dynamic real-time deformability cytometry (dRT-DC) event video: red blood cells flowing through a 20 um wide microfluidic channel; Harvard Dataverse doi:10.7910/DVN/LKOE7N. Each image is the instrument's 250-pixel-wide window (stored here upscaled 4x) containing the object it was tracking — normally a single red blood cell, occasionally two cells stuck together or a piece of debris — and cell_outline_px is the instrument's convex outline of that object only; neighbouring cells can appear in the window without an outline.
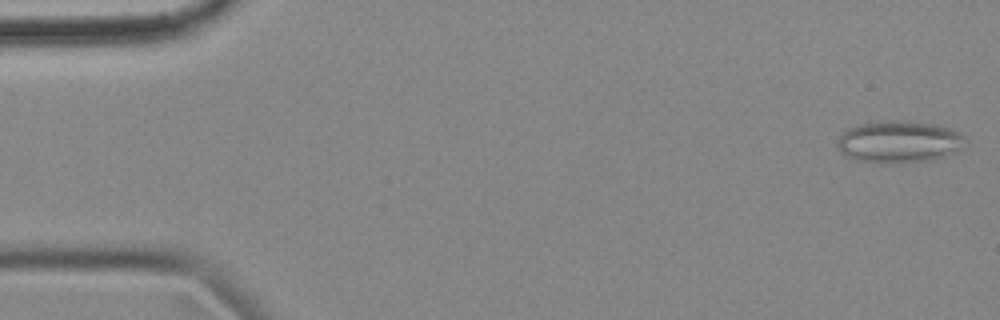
{"species": "common noctule bat (a hibernating species)", "species_latin": "Nyctalus noctula", "temperature_condition": "cold", "stored_images_in_passage": 55, "camera_frame_rate_fps": 3000, "um_per_image_px": 0.085, "animal": {"sex": "female", "body_mass_g": 18.4}, "frame": {"image": 1, "passage_image": 1, "time_ms": 0.0, "image_size_px": [1000, 320], "cell_outline_px": [[968, 140], [964, 148], [944, 156], [932, 160], [856, 160], [840, 152], [836, 144], [836, 140], [848, 128], [860, 124], [932, 124], [948, 128], [960, 132]], "centroid_in_image_um": [76.47, 12.07], "position_along_channel_um": 8.5, "area_um2": 29.25}}
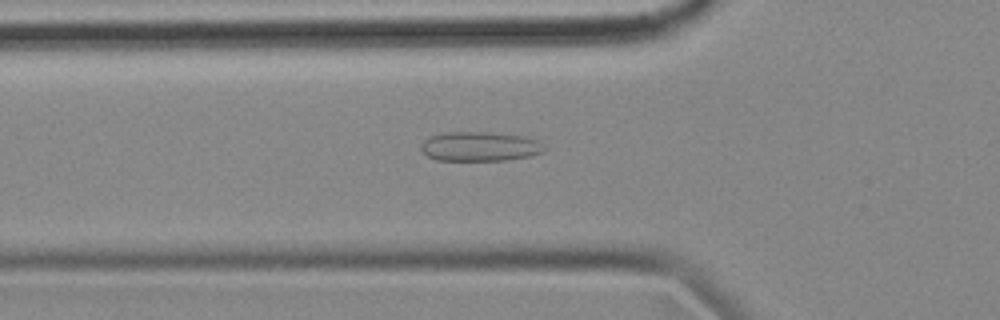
{"frame": {"image": 2, "passage_image": 18, "time_ms": 5.667, "image_size_px": [1000, 320], "cell_outline_px": [[548, 148], [544, 152], [528, 156], [508, 160], [436, 160], [428, 156], [420, 148], [420, 144], [428, 136], [444, 132], [492, 132], [524, 136], [536, 140]], "centroid_in_image_um": [40.78, 12.44], "position_along_channel_um": 85.0, "area_um2": 21.33}}
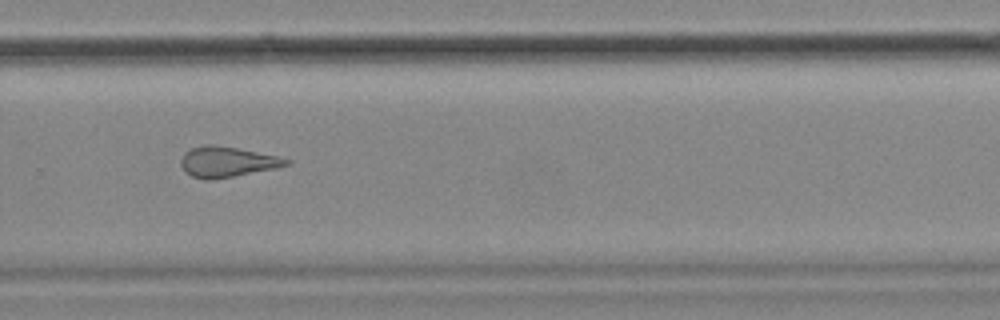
{"frame": {"image": 3, "passage_image": 37, "time_ms": 12.0, "image_size_px": [1000, 320], "cell_outline_px": [[292, 160], [288, 164], [276, 168], [212, 180], [204, 180], [192, 176], [180, 164], [180, 160], [184, 152], [192, 148], [208, 144], [212, 144], [236, 148], [280, 156]], "centroid_in_image_um": [19.31, 13.75], "position_along_channel_um": 310.5, "area_um2": 18.55}, "authors_computed_cell_mechanics": {"area_um2": 19.7098, "velocity_mm_per_s": 3.5636, "shape_relaxation_time_tau1_ms": null, "shape_relaxation_time_tau2_ms": 2.3309, "deformation_change_tau1": null, "deformation_change_tau2": 0.1187}}